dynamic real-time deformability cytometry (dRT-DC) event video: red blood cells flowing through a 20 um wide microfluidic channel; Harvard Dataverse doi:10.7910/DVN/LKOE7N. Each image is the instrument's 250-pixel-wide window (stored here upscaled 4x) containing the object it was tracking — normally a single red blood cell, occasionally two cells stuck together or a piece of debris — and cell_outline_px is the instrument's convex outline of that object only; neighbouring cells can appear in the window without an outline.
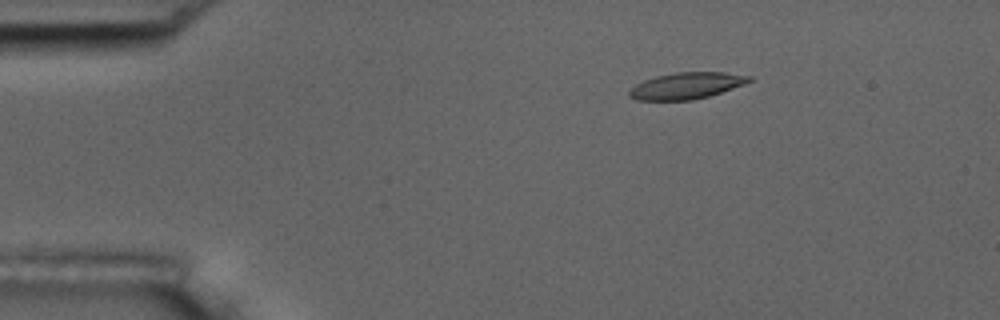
{"species": "common noctule bat (a hibernating species)", "species_latin": "Nyctalus noctula", "temperature_condition": "room temperature", "stored_images_in_passage": 5, "camera_frame_rate_fps": 3000, "um_per_image_px": 0.085, "animal": {"sex": "male", "body_mass_g": 17.5, "forearm_length_mm": 52.3}, "frame": {"image": 1, "passage_image": 3, "time_ms": 2.333, "image_size_px": [1000, 320], "cell_outline_px": [[752, 80], [744, 84], [708, 96], [692, 100], [636, 100], [628, 96], [628, 92], [636, 84], [644, 80], [656, 76], [676, 72], [724, 72], [752, 76]], "centroid_in_image_um": [58.33, 7.28], "position_along_channel_um": 26.7, "area_um2": 18.38}}